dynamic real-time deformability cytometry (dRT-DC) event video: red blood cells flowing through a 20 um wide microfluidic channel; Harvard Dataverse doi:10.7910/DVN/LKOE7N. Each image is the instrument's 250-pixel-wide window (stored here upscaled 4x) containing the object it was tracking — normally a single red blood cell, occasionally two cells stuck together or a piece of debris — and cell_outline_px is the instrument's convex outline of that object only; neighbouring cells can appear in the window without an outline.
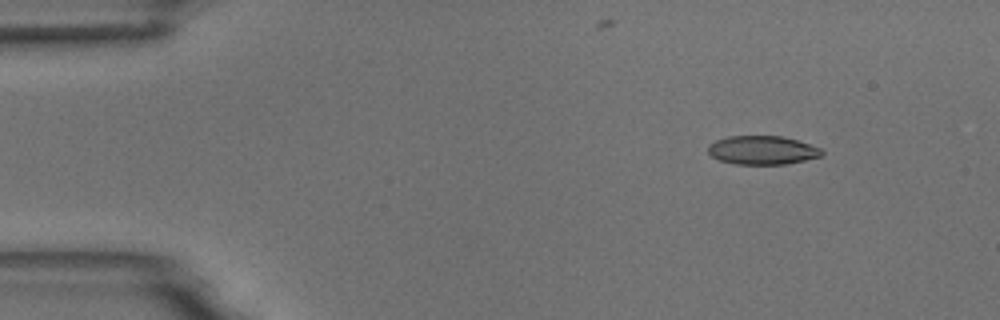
{"species": "common noctule bat (a hibernating species)", "species_latin": "Nyctalus noctula", "temperature_condition": "room temperature", "stored_images_in_passage": 4, "camera_frame_rate_fps": 3000, "um_per_image_px": 0.085, "animal": {"sex": "male", "body_mass_g": 18.8}, "frame": {"image": 1, "passage_image": 1, "time_ms": 0.0, "image_size_px": [1000, 320], "cell_outline_px": [[824, 152], [820, 156], [804, 160], [784, 164], [736, 164], [720, 160], [712, 156], [708, 152], [708, 144], [716, 140], [728, 136], [784, 136], [820, 148]], "centroid_in_image_um": [64.77, 12.76], "position_along_channel_um": 20.2, "area_um2": 18.84}}
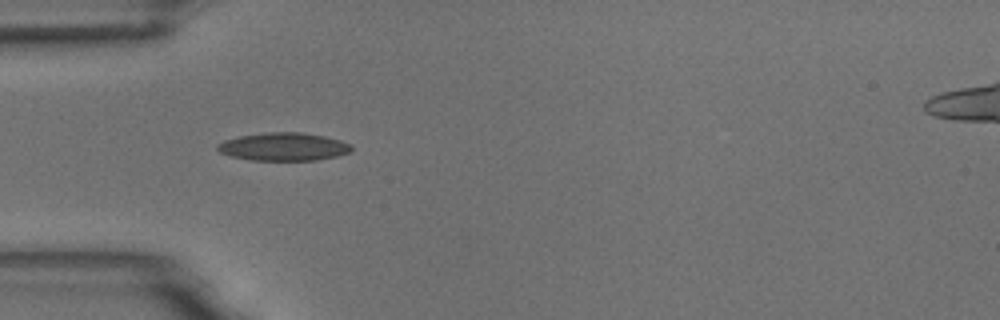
{"frame": {"image": 2, "passage_image": 3, "time_ms": 3.333, "image_size_px": [1000, 320], "cell_outline_px": [[352, 152], [336, 156], [316, 160], [252, 160], [232, 156], [220, 152], [216, 148], [216, 144], [224, 140], [240, 136], [268, 132], [300, 132], [324, 136], [340, 140], [352, 144]], "centroid_in_image_um": [24.13, 12.47], "position_along_channel_um": 60.9, "area_um2": 21.85}}